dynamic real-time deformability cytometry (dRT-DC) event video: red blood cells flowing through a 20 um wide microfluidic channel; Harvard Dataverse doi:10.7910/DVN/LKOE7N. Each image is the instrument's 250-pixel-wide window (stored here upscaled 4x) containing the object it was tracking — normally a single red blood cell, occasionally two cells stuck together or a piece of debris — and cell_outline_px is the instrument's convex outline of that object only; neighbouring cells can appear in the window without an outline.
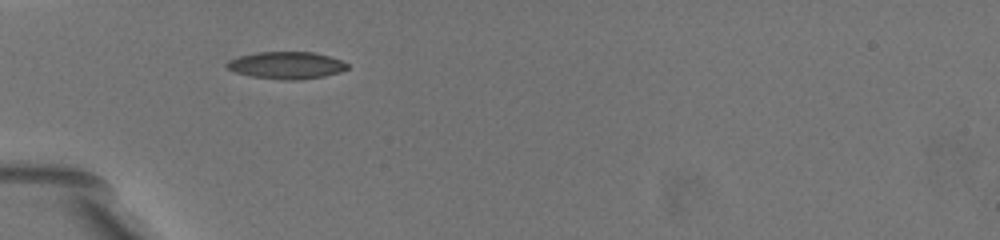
{"species": "common noctule bat (a hibernating species)", "species_latin": "Nyctalus noctula", "temperature_condition": "warm", "stored_images_in_passage": 6, "camera_frame_rate_fps": 3000, "um_per_image_px": 0.085, "animal": {"sex": "female", "body_mass_g": 19.5, "forearm_length_mm": 54.1}, "frame": {"image": 1, "passage_image": 1, "time_ms": 0.0, "image_size_px": [1000, 240], "cell_outline_px": [[348, 68], [340, 72], [324, 76], [300, 80], [284, 80], [252, 76], [236, 72], [228, 68], [224, 64], [228, 60], [236, 56], [256, 52], [312, 52], [328, 56], [340, 60], [348, 64]], "centroid_in_image_um": [24.31, 5.54], "position_along_channel_um": 60.7, "area_um2": 19.07}}
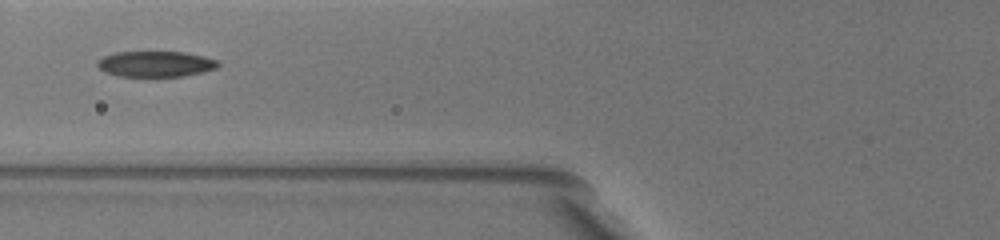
{"frame": {"image": 2, "passage_image": 5, "time_ms": 1.667, "image_size_px": [1000, 240], "cell_outline_px": [[220, 64], [216, 68], [204, 72], [184, 76], [156, 80], [120, 76], [104, 72], [96, 64], [96, 60], [104, 56], [116, 52], [180, 52], [204, 56], [220, 60]], "centroid_in_image_um": [13.23, 5.49], "position_along_channel_um": 112.6, "area_um2": 19.07}}